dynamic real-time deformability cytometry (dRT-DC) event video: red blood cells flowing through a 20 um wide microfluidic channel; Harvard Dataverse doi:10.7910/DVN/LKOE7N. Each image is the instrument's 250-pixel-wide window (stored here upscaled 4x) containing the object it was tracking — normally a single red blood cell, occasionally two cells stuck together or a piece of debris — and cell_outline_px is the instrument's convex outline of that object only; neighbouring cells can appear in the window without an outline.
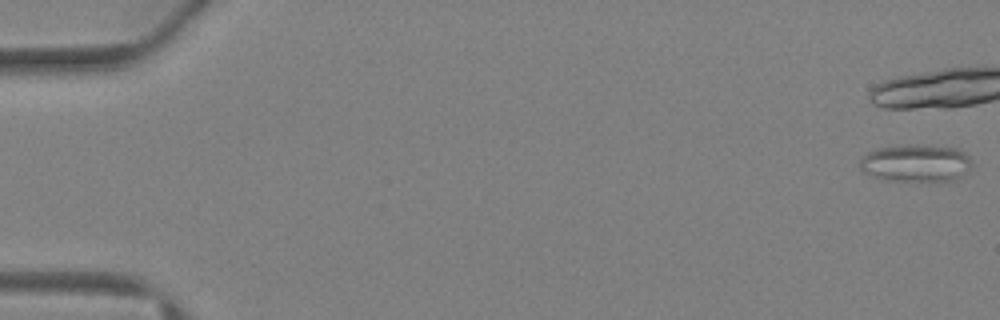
{"species": "Egyptian fruit bat (a non-hibernating species)", "species_latin": "Rousettus aegyptiacus", "temperature_condition": "warm", "stored_images_in_passage": 10, "camera_frame_rate_fps": 3000, "um_per_image_px": 0.085, "animal": {"sex": "female"}, "frame": {"image": 1, "passage_image": 1, "time_ms": 0.0, "image_size_px": [1000, 320], "cell_outline_px": [[972, 164], [968, 172], [956, 180], [888, 180], [872, 176], [864, 172], [860, 168], [860, 160], [868, 152], [880, 148], [956, 148], [968, 156]], "centroid_in_image_um": [77.87, 13.93], "position_along_channel_um": 7.1, "area_um2": 23.0}}